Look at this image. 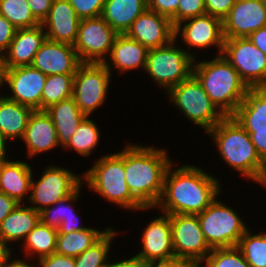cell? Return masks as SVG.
<instances>
[{"instance_id": "1", "label": "cell", "mask_w": 266, "mask_h": 267, "mask_svg": "<svg viewBox=\"0 0 266 267\" xmlns=\"http://www.w3.org/2000/svg\"><path fill=\"white\" fill-rule=\"evenodd\" d=\"M172 162L164 177L163 192L152 208L165 214H192L203 212L222 193V181L200 166Z\"/></svg>"}, {"instance_id": "2", "label": "cell", "mask_w": 266, "mask_h": 267, "mask_svg": "<svg viewBox=\"0 0 266 267\" xmlns=\"http://www.w3.org/2000/svg\"><path fill=\"white\" fill-rule=\"evenodd\" d=\"M165 148L141 143L124 145V172L132 196L144 207L154 208L163 192L164 177L172 156ZM171 159V160H170Z\"/></svg>"}, {"instance_id": "3", "label": "cell", "mask_w": 266, "mask_h": 267, "mask_svg": "<svg viewBox=\"0 0 266 267\" xmlns=\"http://www.w3.org/2000/svg\"><path fill=\"white\" fill-rule=\"evenodd\" d=\"M206 135L210 136L219 156L230 169L248 181L260 184L266 180V163L258 155L247 131L233 118L224 117Z\"/></svg>"}, {"instance_id": "4", "label": "cell", "mask_w": 266, "mask_h": 267, "mask_svg": "<svg viewBox=\"0 0 266 267\" xmlns=\"http://www.w3.org/2000/svg\"><path fill=\"white\" fill-rule=\"evenodd\" d=\"M210 59H194L193 75L216 108L225 117L233 116L249 88L222 54Z\"/></svg>"}, {"instance_id": "5", "label": "cell", "mask_w": 266, "mask_h": 267, "mask_svg": "<svg viewBox=\"0 0 266 267\" xmlns=\"http://www.w3.org/2000/svg\"><path fill=\"white\" fill-rule=\"evenodd\" d=\"M100 156L94 159L91 168L82 173L83 184L88 190L96 192L105 202L117 205L121 210L124 208L135 213L152 210L144 208L128 189L124 172V147L115 153Z\"/></svg>"}, {"instance_id": "6", "label": "cell", "mask_w": 266, "mask_h": 267, "mask_svg": "<svg viewBox=\"0 0 266 267\" xmlns=\"http://www.w3.org/2000/svg\"><path fill=\"white\" fill-rule=\"evenodd\" d=\"M171 105L205 134L225 116L216 108L201 83L192 74L187 80L173 86L167 93Z\"/></svg>"}, {"instance_id": "7", "label": "cell", "mask_w": 266, "mask_h": 267, "mask_svg": "<svg viewBox=\"0 0 266 267\" xmlns=\"http://www.w3.org/2000/svg\"><path fill=\"white\" fill-rule=\"evenodd\" d=\"M193 63L194 58L174 39L167 46L149 49L144 73L166 94L193 74Z\"/></svg>"}, {"instance_id": "8", "label": "cell", "mask_w": 266, "mask_h": 267, "mask_svg": "<svg viewBox=\"0 0 266 267\" xmlns=\"http://www.w3.org/2000/svg\"><path fill=\"white\" fill-rule=\"evenodd\" d=\"M240 215L221 201L219 196L203 212L197 214L201 230L212 249L238 245L249 228Z\"/></svg>"}, {"instance_id": "9", "label": "cell", "mask_w": 266, "mask_h": 267, "mask_svg": "<svg viewBox=\"0 0 266 267\" xmlns=\"http://www.w3.org/2000/svg\"><path fill=\"white\" fill-rule=\"evenodd\" d=\"M33 176L34 173L27 204L38 212L70 196L83 184L82 173L78 175L72 169L53 163L43 169L38 180Z\"/></svg>"}, {"instance_id": "10", "label": "cell", "mask_w": 266, "mask_h": 267, "mask_svg": "<svg viewBox=\"0 0 266 267\" xmlns=\"http://www.w3.org/2000/svg\"><path fill=\"white\" fill-rule=\"evenodd\" d=\"M112 74L103 63H82L74 75L73 98L82 113L91 117L104 106Z\"/></svg>"}, {"instance_id": "11", "label": "cell", "mask_w": 266, "mask_h": 267, "mask_svg": "<svg viewBox=\"0 0 266 267\" xmlns=\"http://www.w3.org/2000/svg\"><path fill=\"white\" fill-rule=\"evenodd\" d=\"M222 56L248 88H261L266 83V55L248 37L225 38Z\"/></svg>"}, {"instance_id": "12", "label": "cell", "mask_w": 266, "mask_h": 267, "mask_svg": "<svg viewBox=\"0 0 266 267\" xmlns=\"http://www.w3.org/2000/svg\"><path fill=\"white\" fill-rule=\"evenodd\" d=\"M117 35L101 16L83 18L73 47L82 63H104Z\"/></svg>"}, {"instance_id": "13", "label": "cell", "mask_w": 266, "mask_h": 267, "mask_svg": "<svg viewBox=\"0 0 266 267\" xmlns=\"http://www.w3.org/2000/svg\"><path fill=\"white\" fill-rule=\"evenodd\" d=\"M174 37L175 39L181 37L180 41L184 42L185 51L194 59L198 56L193 52V48L197 52L198 49L202 51L215 47L216 55H221L225 39L222 20L208 14L189 18L177 24Z\"/></svg>"}, {"instance_id": "14", "label": "cell", "mask_w": 266, "mask_h": 267, "mask_svg": "<svg viewBox=\"0 0 266 267\" xmlns=\"http://www.w3.org/2000/svg\"><path fill=\"white\" fill-rule=\"evenodd\" d=\"M172 244L175 258L190 259L199 265L212 248L208 245L197 215H170Z\"/></svg>"}, {"instance_id": "15", "label": "cell", "mask_w": 266, "mask_h": 267, "mask_svg": "<svg viewBox=\"0 0 266 267\" xmlns=\"http://www.w3.org/2000/svg\"><path fill=\"white\" fill-rule=\"evenodd\" d=\"M47 75L32 66L6 69L0 79L1 88L8 89L6 98L33 110H42V92ZM4 85V86H3Z\"/></svg>"}, {"instance_id": "16", "label": "cell", "mask_w": 266, "mask_h": 267, "mask_svg": "<svg viewBox=\"0 0 266 267\" xmlns=\"http://www.w3.org/2000/svg\"><path fill=\"white\" fill-rule=\"evenodd\" d=\"M160 213L141 230L142 249L135 255L146 265L175 258L170 215Z\"/></svg>"}, {"instance_id": "17", "label": "cell", "mask_w": 266, "mask_h": 267, "mask_svg": "<svg viewBox=\"0 0 266 267\" xmlns=\"http://www.w3.org/2000/svg\"><path fill=\"white\" fill-rule=\"evenodd\" d=\"M224 38H244L266 26L264 0H236L222 20Z\"/></svg>"}, {"instance_id": "18", "label": "cell", "mask_w": 266, "mask_h": 267, "mask_svg": "<svg viewBox=\"0 0 266 267\" xmlns=\"http://www.w3.org/2000/svg\"><path fill=\"white\" fill-rule=\"evenodd\" d=\"M175 27L170 18L147 9L139 15L125 33L148 49L169 45L174 39Z\"/></svg>"}, {"instance_id": "19", "label": "cell", "mask_w": 266, "mask_h": 267, "mask_svg": "<svg viewBox=\"0 0 266 267\" xmlns=\"http://www.w3.org/2000/svg\"><path fill=\"white\" fill-rule=\"evenodd\" d=\"M82 64L72 45L46 39L31 66L44 75L75 74Z\"/></svg>"}, {"instance_id": "20", "label": "cell", "mask_w": 266, "mask_h": 267, "mask_svg": "<svg viewBox=\"0 0 266 267\" xmlns=\"http://www.w3.org/2000/svg\"><path fill=\"white\" fill-rule=\"evenodd\" d=\"M27 159L58 148V136L50 115L45 110H34L28 120L23 138Z\"/></svg>"}, {"instance_id": "21", "label": "cell", "mask_w": 266, "mask_h": 267, "mask_svg": "<svg viewBox=\"0 0 266 267\" xmlns=\"http://www.w3.org/2000/svg\"><path fill=\"white\" fill-rule=\"evenodd\" d=\"M80 20L68 0H53L47 18L41 24L48 40L73 46Z\"/></svg>"}, {"instance_id": "22", "label": "cell", "mask_w": 266, "mask_h": 267, "mask_svg": "<svg viewBox=\"0 0 266 267\" xmlns=\"http://www.w3.org/2000/svg\"><path fill=\"white\" fill-rule=\"evenodd\" d=\"M148 52L149 49L138 41L131 39L126 34H118L112 45L108 60H105L103 64L111 74L114 70L121 75L133 70L135 72L137 70L145 71Z\"/></svg>"}, {"instance_id": "23", "label": "cell", "mask_w": 266, "mask_h": 267, "mask_svg": "<svg viewBox=\"0 0 266 267\" xmlns=\"http://www.w3.org/2000/svg\"><path fill=\"white\" fill-rule=\"evenodd\" d=\"M46 39L42 24L32 28L17 29L5 52L6 69L31 66L36 52Z\"/></svg>"}, {"instance_id": "24", "label": "cell", "mask_w": 266, "mask_h": 267, "mask_svg": "<svg viewBox=\"0 0 266 267\" xmlns=\"http://www.w3.org/2000/svg\"><path fill=\"white\" fill-rule=\"evenodd\" d=\"M33 173L32 166L26 161H3L0 167V192L17 203H27Z\"/></svg>"}, {"instance_id": "25", "label": "cell", "mask_w": 266, "mask_h": 267, "mask_svg": "<svg viewBox=\"0 0 266 267\" xmlns=\"http://www.w3.org/2000/svg\"><path fill=\"white\" fill-rule=\"evenodd\" d=\"M39 221L40 212L35 211L26 203H19L1 222L0 236L13 247L23 242Z\"/></svg>"}, {"instance_id": "26", "label": "cell", "mask_w": 266, "mask_h": 267, "mask_svg": "<svg viewBox=\"0 0 266 267\" xmlns=\"http://www.w3.org/2000/svg\"><path fill=\"white\" fill-rule=\"evenodd\" d=\"M147 9V0H106L101 17L118 34H125Z\"/></svg>"}, {"instance_id": "27", "label": "cell", "mask_w": 266, "mask_h": 267, "mask_svg": "<svg viewBox=\"0 0 266 267\" xmlns=\"http://www.w3.org/2000/svg\"><path fill=\"white\" fill-rule=\"evenodd\" d=\"M51 117L58 136V144L63 148L74 135L79 124L86 117L73 97L60 101L45 110Z\"/></svg>"}, {"instance_id": "28", "label": "cell", "mask_w": 266, "mask_h": 267, "mask_svg": "<svg viewBox=\"0 0 266 267\" xmlns=\"http://www.w3.org/2000/svg\"><path fill=\"white\" fill-rule=\"evenodd\" d=\"M0 93V133L9 143L23 138L31 113V107L12 101Z\"/></svg>"}, {"instance_id": "29", "label": "cell", "mask_w": 266, "mask_h": 267, "mask_svg": "<svg viewBox=\"0 0 266 267\" xmlns=\"http://www.w3.org/2000/svg\"><path fill=\"white\" fill-rule=\"evenodd\" d=\"M58 230L41 221L28 233L25 240L20 244L24 259L38 260L56 252ZM34 257V258H33Z\"/></svg>"}, {"instance_id": "30", "label": "cell", "mask_w": 266, "mask_h": 267, "mask_svg": "<svg viewBox=\"0 0 266 267\" xmlns=\"http://www.w3.org/2000/svg\"><path fill=\"white\" fill-rule=\"evenodd\" d=\"M233 118L242 127H266V93L261 88H249Z\"/></svg>"}, {"instance_id": "31", "label": "cell", "mask_w": 266, "mask_h": 267, "mask_svg": "<svg viewBox=\"0 0 266 267\" xmlns=\"http://www.w3.org/2000/svg\"><path fill=\"white\" fill-rule=\"evenodd\" d=\"M110 228L98 230L87 227L81 231L69 233H58L56 242V252L59 255L77 257L94 243H96Z\"/></svg>"}, {"instance_id": "32", "label": "cell", "mask_w": 266, "mask_h": 267, "mask_svg": "<svg viewBox=\"0 0 266 267\" xmlns=\"http://www.w3.org/2000/svg\"><path fill=\"white\" fill-rule=\"evenodd\" d=\"M91 117H85L79 124L76 132L72 135L63 150H74L81 157H89L96 151L97 145L101 141V131Z\"/></svg>"}, {"instance_id": "33", "label": "cell", "mask_w": 266, "mask_h": 267, "mask_svg": "<svg viewBox=\"0 0 266 267\" xmlns=\"http://www.w3.org/2000/svg\"><path fill=\"white\" fill-rule=\"evenodd\" d=\"M115 228L111 226L108 231L91 247L85 250L83 253L74 257L75 266H86V267H106L110 258V250L113 246L112 243L117 237Z\"/></svg>"}, {"instance_id": "34", "label": "cell", "mask_w": 266, "mask_h": 267, "mask_svg": "<svg viewBox=\"0 0 266 267\" xmlns=\"http://www.w3.org/2000/svg\"><path fill=\"white\" fill-rule=\"evenodd\" d=\"M74 75H47L42 92V110L73 97Z\"/></svg>"}, {"instance_id": "35", "label": "cell", "mask_w": 266, "mask_h": 267, "mask_svg": "<svg viewBox=\"0 0 266 267\" xmlns=\"http://www.w3.org/2000/svg\"><path fill=\"white\" fill-rule=\"evenodd\" d=\"M83 184L70 196L57 201L54 205L46 207L40 212V221L49 227L58 229L64 219L77 217L75 202L82 196Z\"/></svg>"}, {"instance_id": "36", "label": "cell", "mask_w": 266, "mask_h": 267, "mask_svg": "<svg viewBox=\"0 0 266 267\" xmlns=\"http://www.w3.org/2000/svg\"><path fill=\"white\" fill-rule=\"evenodd\" d=\"M249 228L236 246L251 267H266V231L257 234Z\"/></svg>"}, {"instance_id": "37", "label": "cell", "mask_w": 266, "mask_h": 267, "mask_svg": "<svg viewBox=\"0 0 266 267\" xmlns=\"http://www.w3.org/2000/svg\"><path fill=\"white\" fill-rule=\"evenodd\" d=\"M0 15L17 29L40 25L31 13L27 0H0Z\"/></svg>"}, {"instance_id": "38", "label": "cell", "mask_w": 266, "mask_h": 267, "mask_svg": "<svg viewBox=\"0 0 266 267\" xmlns=\"http://www.w3.org/2000/svg\"><path fill=\"white\" fill-rule=\"evenodd\" d=\"M200 267H251L237 247L213 248Z\"/></svg>"}, {"instance_id": "39", "label": "cell", "mask_w": 266, "mask_h": 267, "mask_svg": "<svg viewBox=\"0 0 266 267\" xmlns=\"http://www.w3.org/2000/svg\"><path fill=\"white\" fill-rule=\"evenodd\" d=\"M205 14L206 7L204 0H179L178 11L171 18V21L175 27L184 20Z\"/></svg>"}, {"instance_id": "40", "label": "cell", "mask_w": 266, "mask_h": 267, "mask_svg": "<svg viewBox=\"0 0 266 267\" xmlns=\"http://www.w3.org/2000/svg\"><path fill=\"white\" fill-rule=\"evenodd\" d=\"M76 14L81 18L100 17L106 0H68Z\"/></svg>"}, {"instance_id": "41", "label": "cell", "mask_w": 266, "mask_h": 267, "mask_svg": "<svg viewBox=\"0 0 266 267\" xmlns=\"http://www.w3.org/2000/svg\"><path fill=\"white\" fill-rule=\"evenodd\" d=\"M206 14L223 20L235 4L236 0H204Z\"/></svg>"}, {"instance_id": "42", "label": "cell", "mask_w": 266, "mask_h": 267, "mask_svg": "<svg viewBox=\"0 0 266 267\" xmlns=\"http://www.w3.org/2000/svg\"><path fill=\"white\" fill-rule=\"evenodd\" d=\"M250 136L258 155L266 163V127H243Z\"/></svg>"}, {"instance_id": "43", "label": "cell", "mask_w": 266, "mask_h": 267, "mask_svg": "<svg viewBox=\"0 0 266 267\" xmlns=\"http://www.w3.org/2000/svg\"><path fill=\"white\" fill-rule=\"evenodd\" d=\"M179 0H147L148 9L172 18L178 11Z\"/></svg>"}, {"instance_id": "44", "label": "cell", "mask_w": 266, "mask_h": 267, "mask_svg": "<svg viewBox=\"0 0 266 267\" xmlns=\"http://www.w3.org/2000/svg\"><path fill=\"white\" fill-rule=\"evenodd\" d=\"M38 267H75V259L57 253L42 257L37 260Z\"/></svg>"}, {"instance_id": "45", "label": "cell", "mask_w": 266, "mask_h": 267, "mask_svg": "<svg viewBox=\"0 0 266 267\" xmlns=\"http://www.w3.org/2000/svg\"><path fill=\"white\" fill-rule=\"evenodd\" d=\"M17 28L0 15V49L6 52L15 36Z\"/></svg>"}, {"instance_id": "46", "label": "cell", "mask_w": 266, "mask_h": 267, "mask_svg": "<svg viewBox=\"0 0 266 267\" xmlns=\"http://www.w3.org/2000/svg\"><path fill=\"white\" fill-rule=\"evenodd\" d=\"M31 13L41 24L48 16L53 0H27Z\"/></svg>"}, {"instance_id": "47", "label": "cell", "mask_w": 266, "mask_h": 267, "mask_svg": "<svg viewBox=\"0 0 266 267\" xmlns=\"http://www.w3.org/2000/svg\"><path fill=\"white\" fill-rule=\"evenodd\" d=\"M146 267H200V265L190 259L173 258L170 260L148 264Z\"/></svg>"}, {"instance_id": "48", "label": "cell", "mask_w": 266, "mask_h": 267, "mask_svg": "<svg viewBox=\"0 0 266 267\" xmlns=\"http://www.w3.org/2000/svg\"><path fill=\"white\" fill-rule=\"evenodd\" d=\"M18 204L14 199L0 192V224Z\"/></svg>"}, {"instance_id": "49", "label": "cell", "mask_w": 266, "mask_h": 267, "mask_svg": "<svg viewBox=\"0 0 266 267\" xmlns=\"http://www.w3.org/2000/svg\"><path fill=\"white\" fill-rule=\"evenodd\" d=\"M79 221L78 215L77 217H70L68 219H64L60 225V227L57 229L58 233H69V232H73V231H81L86 227L81 225V223Z\"/></svg>"}, {"instance_id": "50", "label": "cell", "mask_w": 266, "mask_h": 267, "mask_svg": "<svg viewBox=\"0 0 266 267\" xmlns=\"http://www.w3.org/2000/svg\"><path fill=\"white\" fill-rule=\"evenodd\" d=\"M13 248L15 247H11V245L0 236V267H4L14 258L17 252H15Z\"/></svg>"}, {"instance_id": "51", "label": "cell", "mask_w": 266, "mask_h": 267, "mask_svg": "<svg viewBox=\"0 0 266 267\" xmlns=\"http://www.w3.org/2000/svg\"><path fill=\"white\" fill-rule=\"evenodd\" d=\"M248 38L266 55V26L252 32Z\"/></svg>"}, {"instance_id": "52", "label": "cell", "mask_w": 266, "mask_h": 267, "mask_svg": "<svg viewBox=\"0 0 266 267\" xmlns=\"http://www.w3.org/2000/svg\"><path fill=\"white\" fill-rule=\"evenodd\" d=\"M111 262V263H110ZM147 265L136 255L131 256L128 259H122L121 261H109L106 267H146Z\"/></svg>"}, {"instance_id": "53", "label": "cell", "mask_w": 266, "mask_h": 267, "mask_svg": "<svg viewBox=\"0 0 266 267\" xmlns=\"http://www.w3.org/2000/svg\"><path fill=\"white\" fill-rule=\"evenodd\" d=\"M30 261V262H29ZM32 261V262H31ZM34 260L21 259L14 257L7 265L4 267H38L37 264H33Z\"/></svg>"}, {"instance_id": "54", "label": "cell", "mask_w": 266, "mask_h": 267, "mask_svg": "<svg viewBox=\"0 0 266 267\" xmlns=\"http://www.w3.org/2000/svg\"><path fill=\"white\" fill-rule=\"evenodd\" d=\"M8 142V139L0 133V160H8L10 158L8 157L9 155H7V150L10 149L7 147L9 146Z\"/></svg>"}, {"instance_id": "55", "label": "cell", "mask_w": 266, "mask_h": 267, "mask_svg": "<svg viewBox=\"0 0 266 267\" xmlns=\"http://www.w3.org/2000/svg\"><path fill=\"white\" fill-rule=\"evenodd\" d=\"M6 70L5 66V52L0 49V79L2 78V75L4 71Z\"/></svg>"}, {"instance_id": "56", "label": "cell", "mask_w": 266, "mask_h": 267, "mask_svg": "<svg viewBox=\"0 0 266 267\" xmlns=\"http://www.w3.org/2000/svg\"><path fill=\"white\" fill-rule=\"evenodd\" d=\"M261 89L266 93V83L261 87Z\"/></svg>"}, {"instance_id": "57", "label": "cell", "mask_w": 266, "mask_h": 267, "mask_svg": "<svg viewBox=\"0 0 266 267\" xmlns=\"http://www.w3.org/2000/svg\"><path fill=\"white\" fill-rule=\"evenodd\" d=\"M262 187H263V188H266V180H265V182H264V184H263Z\"/></svg>"}]
</instances>
